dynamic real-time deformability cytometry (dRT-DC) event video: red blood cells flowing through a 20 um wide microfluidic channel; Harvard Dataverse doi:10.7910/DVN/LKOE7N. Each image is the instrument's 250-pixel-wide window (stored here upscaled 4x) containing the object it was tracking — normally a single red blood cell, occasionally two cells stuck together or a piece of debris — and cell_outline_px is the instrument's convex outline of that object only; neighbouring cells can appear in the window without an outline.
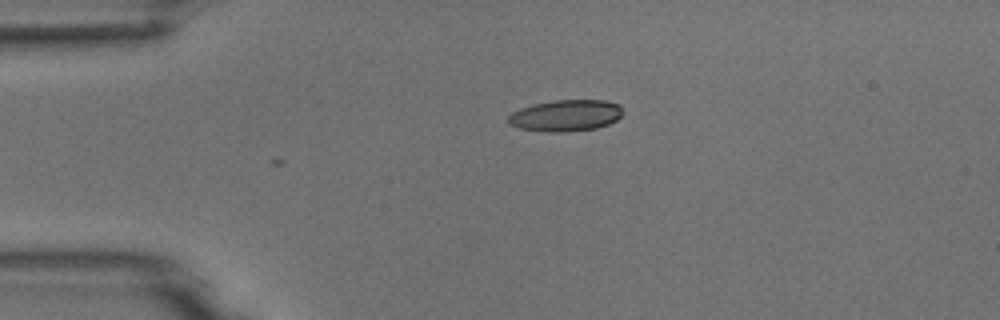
{"species": "common noctule bat (a hibernating species)", "species_latin": "Nyctalus noctula", "temperature_condition": "room temperature", "stored_images_in_passage": 4, "camera_frame_rate_fps": 3000, "um_per_image_px": 0.085, "animal": {"sex": "male", "body_mass_g": 18.8}, "frame": {"image": 1, "passage_image": 3, "time_ms": 3.333, "image_size_px": [1000, 320], "cell_outline_px": [[624, 112], [616, 120], [608, 124], [596, 128], [564, 132], [552, 132], [520, 128], [508, 124], [508, 116], [512, 112], [520, 108], [532, 104], [556, 100], [604, 100], [620, 104]], "centroid_in_image_um": [48.1, 9.81], "position_along_channel_um": 36.9, "area_um2": 21.04}}